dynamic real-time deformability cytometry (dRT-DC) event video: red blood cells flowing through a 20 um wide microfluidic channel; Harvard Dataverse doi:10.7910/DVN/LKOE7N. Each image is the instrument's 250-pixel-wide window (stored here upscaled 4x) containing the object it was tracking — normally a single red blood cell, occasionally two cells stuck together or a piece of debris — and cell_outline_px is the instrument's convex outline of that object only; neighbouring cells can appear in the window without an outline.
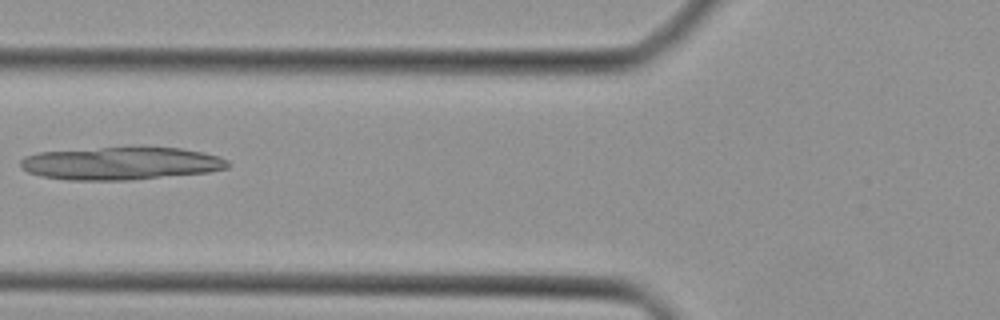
{"species": "Egyptian fruit bat (a non-hibernating species)", "species_latin": "Rousettus aegyptiacus", "temperature_condition": "cold", "stored_images_in_passage": 43, "camera_frame_rate_fps": 3000, "um_per_image_px": 0.085, "animal": {"sex": "female"}, "frame": {"image": 1, "passage_image": 17, "time_ms": 5.333, "image_size_px": [1000, 320], "cell_outline_px": [[232, 164], [228, 168], [208, 172], [132, 180], [64, 180], [40, 176], [28, 172], [20, 168], [20, 160], [24, 156], [40, 152], [100, 148], [180, 148], [204, 152], [220, 156], [228, 160]], "centroid_in_image_um": [10.29, 13.9], "position_along_channel_um": 115.5, "area_um2": 39.65}}
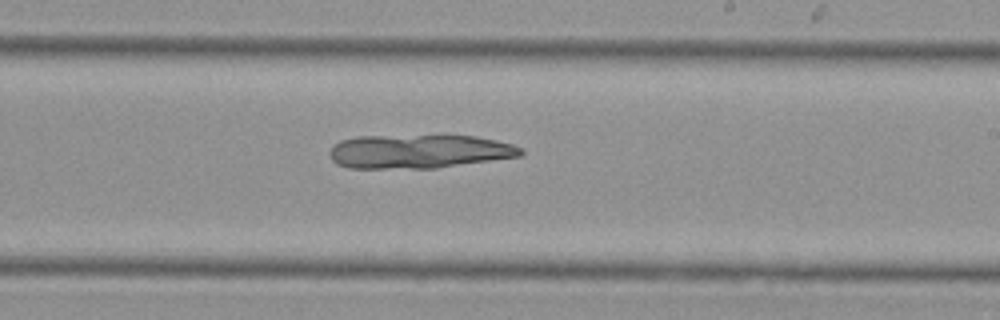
{"frame": {"image": 2, "passage_image": 26, "time_ms": 8.333, "image_size_px": [1000, 320], "cell_outline_px": [[524, 152], [520, 156], [436, 168], [348, 168], [336, 164], [332, 160], [328, 152], [332, 144], [340, 140], [356, 136], [440, 132], [476, 136], [496, 140], [512, 144], [524, 148]], "centroid_in_image_um": [35.59, 12.81], "position_along_channel_um": 253.4, "area_um2": 39.54}}
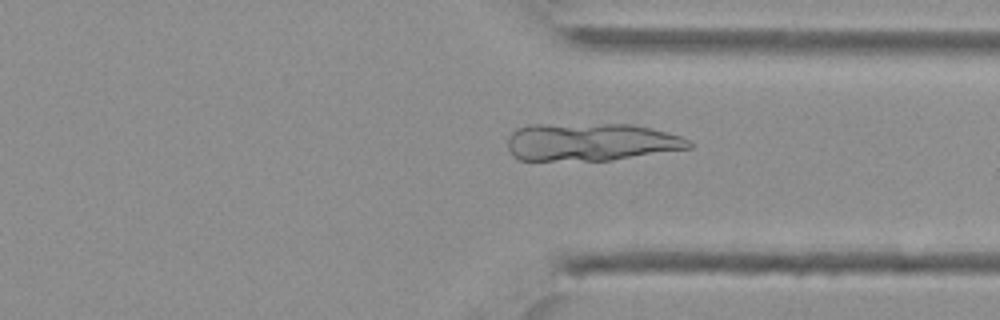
{"frame": {"image": 3, "passage_image": 33, "time_ms": 10.667, "image_size_px": [1000, 320], "cell_outline_px": [[692, 148], [612, 160], [520, 160], [512, 156], [508, 148], [508, 136], [516, 128], [532, 124], [632, 124], [652, 128], [680, 136], [692, 140]], "centroid_in_image_um": [50.23, 12.06], "position_along_channel_um": 361.2, "area_um2": 40.23}}